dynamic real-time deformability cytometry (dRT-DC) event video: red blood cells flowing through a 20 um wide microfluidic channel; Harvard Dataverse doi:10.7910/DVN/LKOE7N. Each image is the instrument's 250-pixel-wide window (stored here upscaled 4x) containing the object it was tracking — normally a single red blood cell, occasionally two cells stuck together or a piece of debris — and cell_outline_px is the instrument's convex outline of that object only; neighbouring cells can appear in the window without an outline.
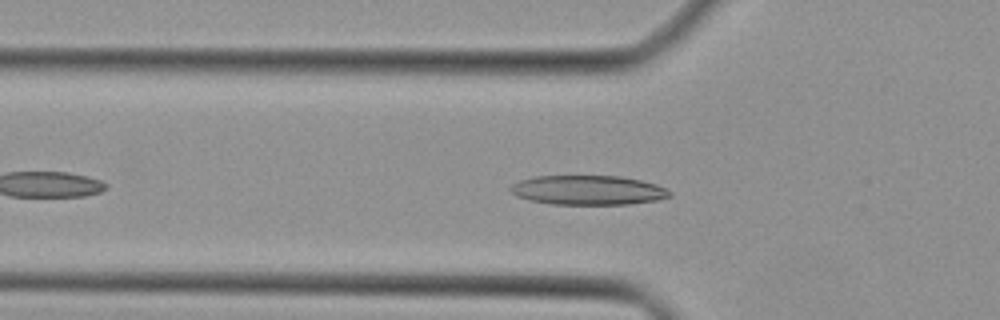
{"species": "Egyptian fruit bat (a non-hibernating species)", "species_latin": "Rousettus aegyptiacus", "temperature_condition": "cold", "stored_images_in_passage": 35, "camera_frame_rate_fps": 3000, "um_per_image_px": 0.085, "animal": {"sex": "female"}, "frame": {"image": 1, "passage_image": 7, "time_ms": 2.0, "image_size_px": [1000, 320], "cell_outline_px": [[672, 196], [656, 200], [628, 204], [552, 204], [532, 200], [516, 196], [508, 188], [512, 184], [520, 180], [536, 176], [620, 176], [640, 180], [656, 184], [668, 188], [672, 192]], "centroid_in_image_um": [50.01, 16.16], "position_along_channel_um": 75.8, "area_um2": 27.28}}
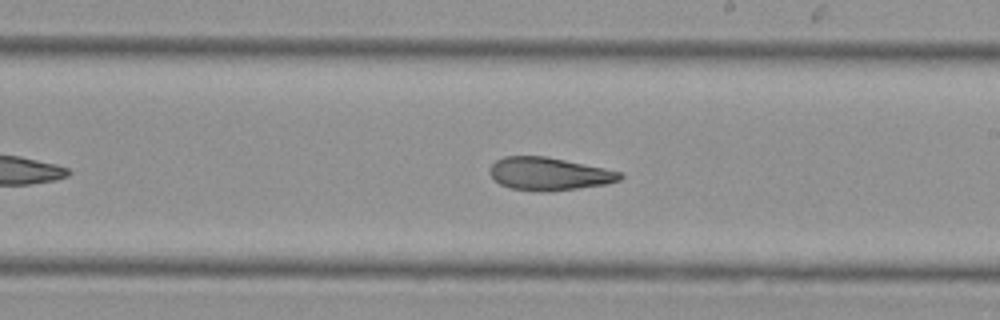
{"frame": {"image": 2, "passage_image": 18, "time_ms": 5.667, "image_size_px": [1000, 320], "cell_outline_px": [[624, 176], [620, 180], [604, 184], [576, 188], [508, 188], [500, 184], [488, 172], [492, 164], [496, 160], [504, 156], [544, 156], [604, 168], [620, 172]], "centroid_in_image_um": [46.65, 14.72], "position_along_channel_um": 242.4, "area_um2": 23.7}}
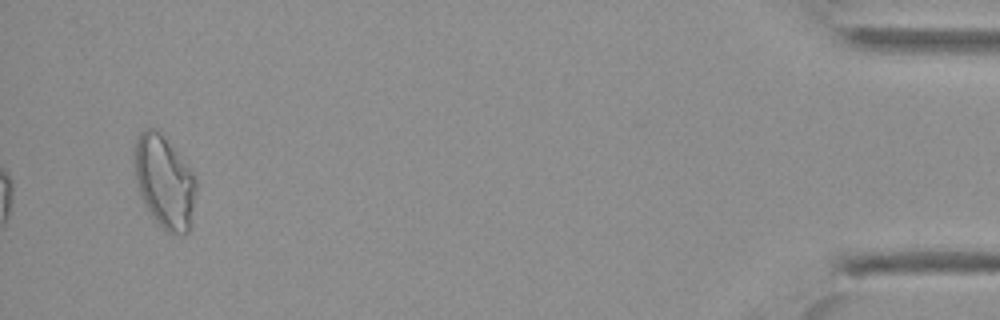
{"frame": {"image": 3, "passage_image": 35, "time_ms": 11.333, "image_size_px": [1000, 320], "cell_outline_px": [[196, 188], [188, 232], [168, 232], [152, 216], [144, 204], [136, 180], [136, 136], [144, 128], [152, 128], [160, 132], [164, 136], [192, 172], [196, 180]], "centroid_in_image_um": [13.97, 15.42], "position_along_channel_um": 421.2, "area_um2": 32.14}}